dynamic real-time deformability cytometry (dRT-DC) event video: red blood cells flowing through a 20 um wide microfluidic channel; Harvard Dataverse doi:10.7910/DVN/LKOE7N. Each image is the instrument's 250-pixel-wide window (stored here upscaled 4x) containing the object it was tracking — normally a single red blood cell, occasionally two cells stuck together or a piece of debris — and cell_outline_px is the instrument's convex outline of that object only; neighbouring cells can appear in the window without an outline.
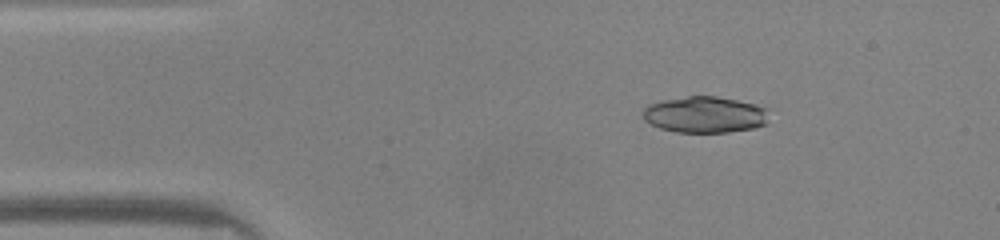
{"species": "common noctule bat (a hibernating species)", "species_latin": "Nyctalus noctula", "temperature_condition": "warm", "stored_images_in_passage": 47, "camera_frame_rate_fps": 3000, "um_per_image_px": 0.085, "animal": {"sex": "male", "body_mass_g": 20.0, "forearm_length_mm": 53.3}, "frame": {"image": 1, "passage_image": 7, "time_ms": 2.0, "image_size_px": [1000, 240], "cell_outline_px": [[768, 124], [752, 128], [728, 132], [676, 132], [660, 128], [644, 120], [640, 112], [648, 104], [664, 100], [688, 96], [716, 96], [756, 104], [768, 108]], "centroid_in_image_um": [59.92, 9.74], "position_along_channel_um": 25.1, "area_um2": 26.88}}